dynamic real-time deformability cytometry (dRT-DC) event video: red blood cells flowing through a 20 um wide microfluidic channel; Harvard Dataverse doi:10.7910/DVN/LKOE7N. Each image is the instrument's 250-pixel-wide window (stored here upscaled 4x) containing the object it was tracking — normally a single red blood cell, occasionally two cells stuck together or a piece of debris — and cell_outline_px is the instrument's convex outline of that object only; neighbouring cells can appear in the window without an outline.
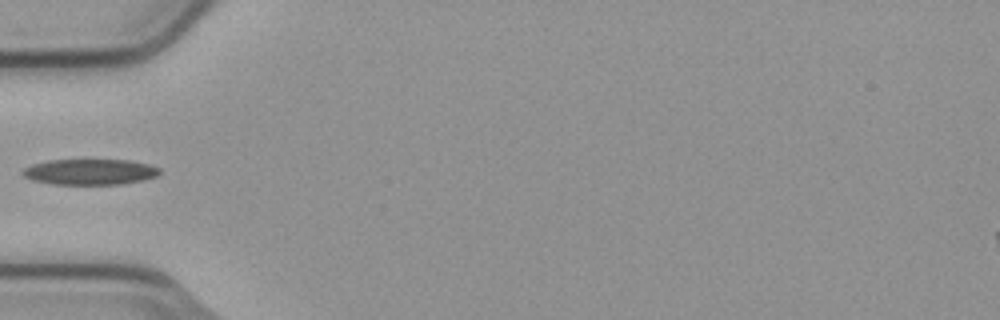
{"species": "common noctule bat (a hibernating species)", "species_latin": "Nyctalus noctula", "temperature_condition": "cold", "stored_images_in_passage": 37, "camera_frame_rate_fps": 3000, "um_per_image_px": 0.085, "animal": {"sex": "male", "body_mass_g": 23.1, "forearm_length_mm": 52.7}, "frame": {"image": 1, "passage_image": 1, "time_ms": 0.0, "image_size_px": [1000, 320], "cell_outline_px": [[160, 172], [156, 176], [144, 180], [120, 184], [52, 184], [32, 180], [24, 176], [20, 172], [24, 168], [32, 164], [48, 160], [128, 160], [148, 164], [160, 168]], "centroid_in_image_um": [7.63, 14.61], "position_along_channel_um": 77.4, "area_um2": 20.52}}
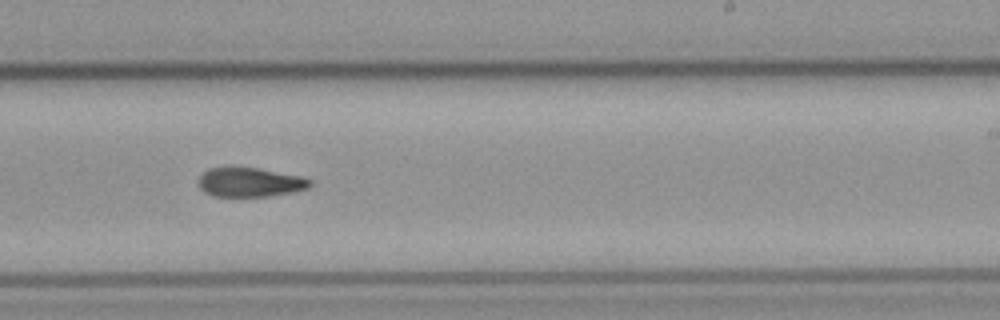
{"frame": {"image": 2, "passage_image": 16, "time_ms": 5.0, "image_size_px": [1000, 320], "cell_outline_px": [[312, 184], [308, 188], [292, 192], [268, 196], [212, 196], [204, 192], [200, 188], [200, 176], [208, 168], [256, 168], [300, 176], [312, 180]], "centroid_in_image_um": [21.26, 15.5], "position_along_channel_um": 267.7, "area_um2": 18.67}}
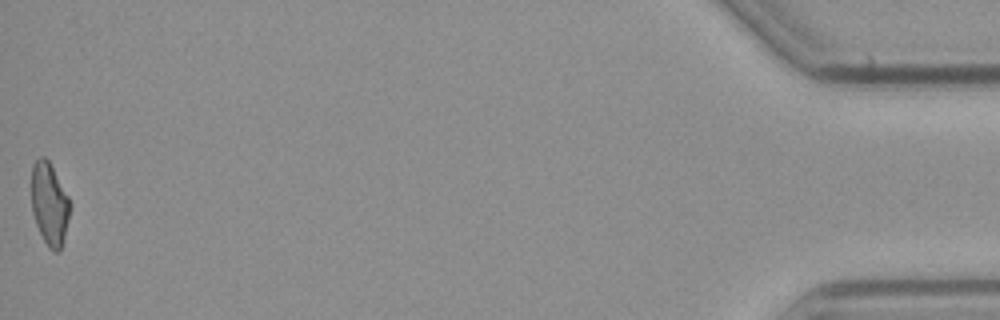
{"frame": {"image": 3, "passage_image": 37, "time_ms": 12.0, "image_size_px": [1000, 320], "cell_outline_px": [[68, 216], [64, 236], [60, 248], [56, 252], [48, 248], [36, 224], [32, 212], [32, 164], [40, 156], [44, 156], [48, 160], [68, 196]], "centroid_in_image_um": [4.17, 17.31], "position_along_channel_um": 431.0, "area_um2": 17.92}}